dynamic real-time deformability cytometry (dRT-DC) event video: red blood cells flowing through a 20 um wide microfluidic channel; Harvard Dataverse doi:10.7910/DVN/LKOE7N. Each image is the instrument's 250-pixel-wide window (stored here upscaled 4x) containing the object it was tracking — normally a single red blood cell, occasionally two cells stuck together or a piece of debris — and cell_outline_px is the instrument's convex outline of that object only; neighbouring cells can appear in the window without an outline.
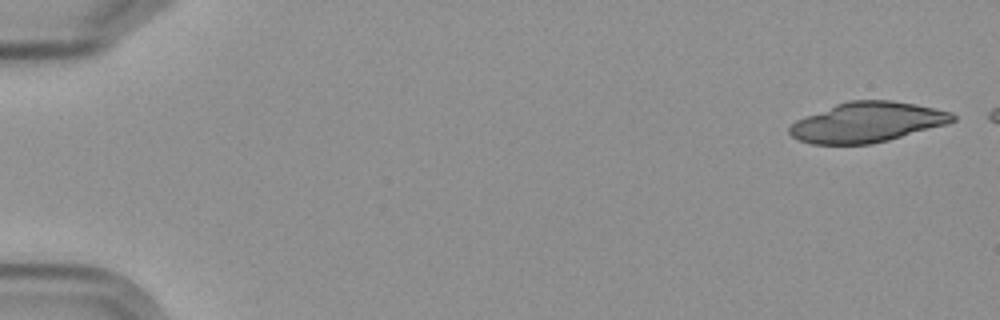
{"species": "Egyptian fruit bat (a non-hibernating species)", "species_latin": "Rousettus aegyptiacus", "temperature_condition": "cold", "stored_images_in_passage": 3, "camera_frame_rate_fps": 3000, "um_per_image_px": 0.085, "frame": {"image": 1, "passage_image": 1, "time_ms": 0.0, "image_size_px": [1000, 320], "cell_outline_px": [[956, 120], [948, 124], [888, 140], [872, 144], [812, 144], [800, 140], [792, 136], [788, 132], [788, 128], [796, 120], [804, 116], [836, 104], [848, 100], [892, 100], [916, 104], [952, 112], [956, 116]], "centroid_in_image_um": [73.72, 10.38], "position_along_channel_um": 11.3, "area_um2": 38.15}}